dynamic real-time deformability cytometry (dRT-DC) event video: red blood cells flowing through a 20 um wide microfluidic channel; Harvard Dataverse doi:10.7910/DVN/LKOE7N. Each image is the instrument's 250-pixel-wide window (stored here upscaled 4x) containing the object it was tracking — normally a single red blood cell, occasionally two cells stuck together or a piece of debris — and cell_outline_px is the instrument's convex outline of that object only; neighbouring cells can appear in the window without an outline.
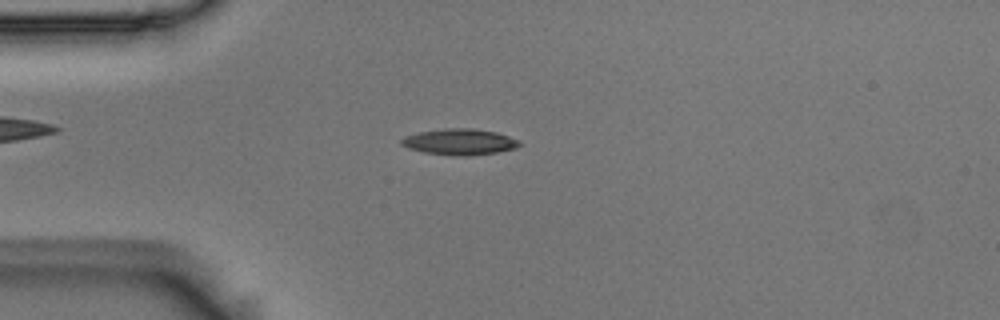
{"species": "Egyptian fruit bat (a non-hibernating species)", "species_latin": "Rousettus aegyptiacus", "temperature_condition": "room temperature", "stored_images_in_passage": 50, "camera_frame_rate_fps": 3000, "um_per_image_px": 0.085, "animal": {"sex": "male"}, "frame": {"image": 1, "passage_image": 9, "time_ms": 2.667, "image_size_px": [1000, 320], "cell_outline_px": [[524, 144], [516, 148], [496, 152], [464, 156], [456, 156], [424, 152], [408, 148], [400, 144], [400, 140], [404, 136], [420, 132], [448, 128], [472, 128], [496, 132], [520, 140]], "centroid_in_image_um": [39.09, 12.06], "position_along_channel_um": 45.9, "area_um2": 17.92}}
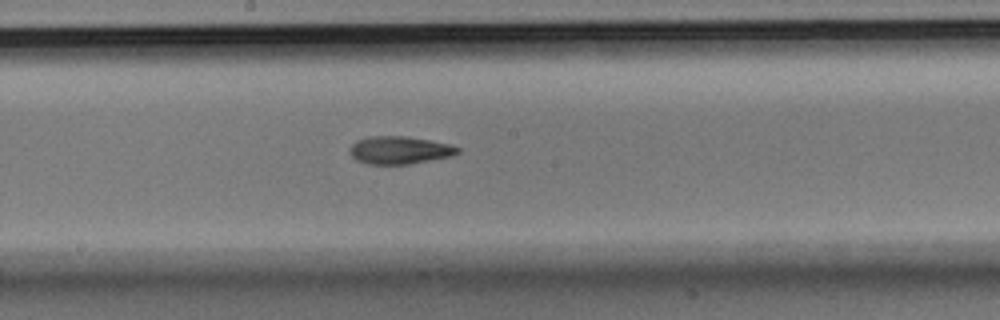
{"frame": {"image": 2, "passage_image": 24, "time_ms": 7.667, "image_size_px": [1000, 320], "cell_outline_px": [[460, 152], [452, 156], [408, 164], [368, 164], [356, 160], [352, 156], [352, 144], [356, 140], [372, 136], [404, 136], [452, 144], [460, 148]], "centroid_in_image_um": [34.0, 12.76], "position_along_channel_um": 214.2, "area_um2": 17.28}}
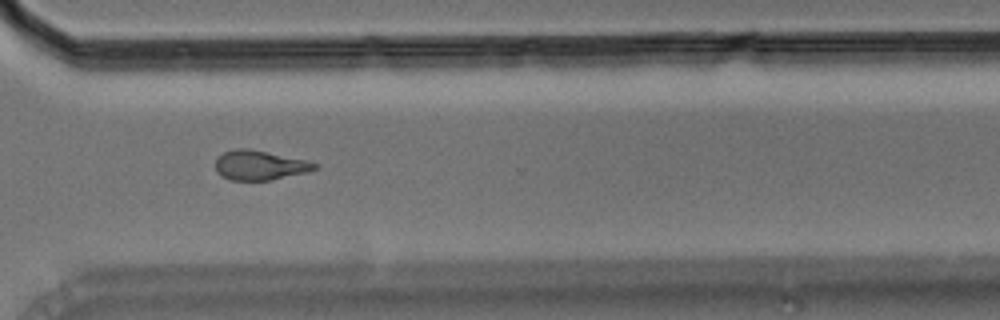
{"frame": {"image": 3, "passage_image": 35, "time_ms": 11.333, "image_size_px": [1000, 320], "cell_outline_px": [[316, 168], [308, 172], [272, 180], [232, 180], [220, 176], [216, 172], [216, 160], [224, 152], [236, 148], [248, 148], [308, 160], [316, 164]], "centroid_in_image_um": [22.07, 14.05], "position_along_channel_um": 348.5, "area_um2": 17.11}, "authors_computed_cell_mechanics": {"area_um2": 17.1666, "velocity_mm_per_s": 3.6717, "shape_relaxation_time_tau1_ms": 7.0705, "shape_relaxation_time_tau2_ms": 4.9538, "deformation_change_tau1": 0.1949, "deformation_change_tau2": 0.1406}}